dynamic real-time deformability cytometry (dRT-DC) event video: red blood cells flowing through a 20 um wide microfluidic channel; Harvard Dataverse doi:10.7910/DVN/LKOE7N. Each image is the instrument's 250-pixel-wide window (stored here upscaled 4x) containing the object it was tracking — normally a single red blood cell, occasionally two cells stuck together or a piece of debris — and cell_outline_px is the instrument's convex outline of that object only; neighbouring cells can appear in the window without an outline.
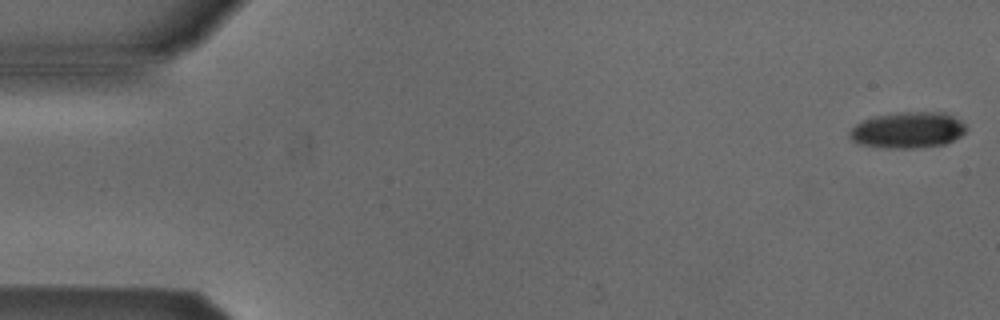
{"species": "Egyptian fruit bat (a non-hibernating species)", "species_latin": "Rousettus aegyptiacus", "temperature_condition": "cold", "stored_images_in_passage": 1, "camera_frame_rate_fps": 3000, "um_per_image_px": 0.085, "animal": {"sex": "male"}, "frame": {"image": 1, "passage_image": 1, "time_ms": 0.0, "image_size_px": [1000, 320], "cell_outline_px": [[968, 128], [960, 136], [944, 144], [912, 148], [888, 148], [860, 144], [852, 140], [848, 136], [848, 132], [860, 120], [876, 116], [904, 112], [944, 112], [960, 120]], "centroid_in_image_um": [77.14, 11.05], "position_along_channel_um": 7.9, "area_um2": 24.39}}